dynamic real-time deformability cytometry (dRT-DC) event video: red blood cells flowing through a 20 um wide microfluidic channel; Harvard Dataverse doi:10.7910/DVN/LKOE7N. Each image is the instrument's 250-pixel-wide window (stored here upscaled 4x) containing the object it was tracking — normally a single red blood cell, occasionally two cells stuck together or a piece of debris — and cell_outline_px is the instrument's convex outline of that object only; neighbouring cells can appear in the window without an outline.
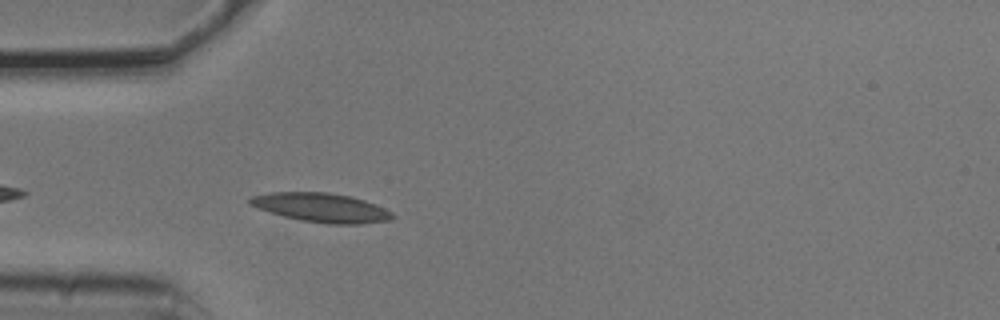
{"species": "common noctule bat (a hibernating species)", "species_latin": "Nyctalus noctula", "temperature_condition": "cold", "stored_images_in_passage": 4, "camera_frame_rate_fps": 3000, "um_per_image_px": 0.085, "animal": {"sex": "male", "body_mass_g": 20.5, "forearm_length_mm": 52.5}, "frame": {"image": 1, "passage_image": 4, "time_ms": 1.0, "image_size_px": [1000, 320], "cell_outline_px": [[396, 216], [392, 220], [360, 224], [328, 224], [300, 220], [284, 216], [248, 204], [248, 200], [252, 196], [272, 192], [328, 192], [352, 196], [364, 200], [384, 208], [392, 212]], "centroid_in_image_um": [27.36, 17.65], "position_along_channel_um": 57.6, "area_um2": 24.1}}